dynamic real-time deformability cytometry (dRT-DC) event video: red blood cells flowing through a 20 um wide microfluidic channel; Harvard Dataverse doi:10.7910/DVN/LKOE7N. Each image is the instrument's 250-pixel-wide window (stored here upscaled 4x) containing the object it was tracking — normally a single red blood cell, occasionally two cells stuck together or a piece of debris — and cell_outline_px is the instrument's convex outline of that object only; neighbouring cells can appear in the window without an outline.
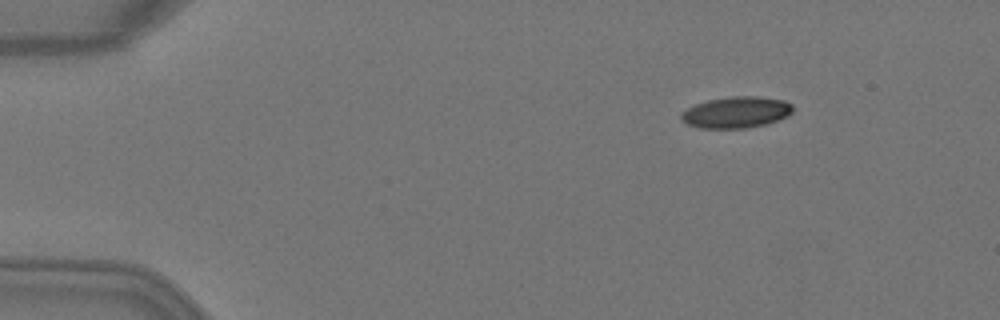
{"species": "Egyptian fruit bat (a non-hibernating species)", "species_latin": "Rousettus aegyptiacus", "temperature_condition": "warm", "stored_images_in_passage": 5, "camera_frame_rate_fps": 3000, "um_per_image_px": 0.085, "animal": {"sex": "female"}, "frame": {"image": 1, "passage_image": 2, "time_ms": 0.333, "image_size_px": [1000, 320], "cell_outline_px": [[792, 112], [788, 116], [764, 124], [744, 128], [700, 128], [688, 124], [680, 120], [680, 112], [696, 104], [708, 100], [732, 96], [756, 96], [784, 100], [792, 104]], "centroid_in_image_um": [62.55, 9.54], "position_along_channel_um": 22.4, "area_um2": 20.29}}
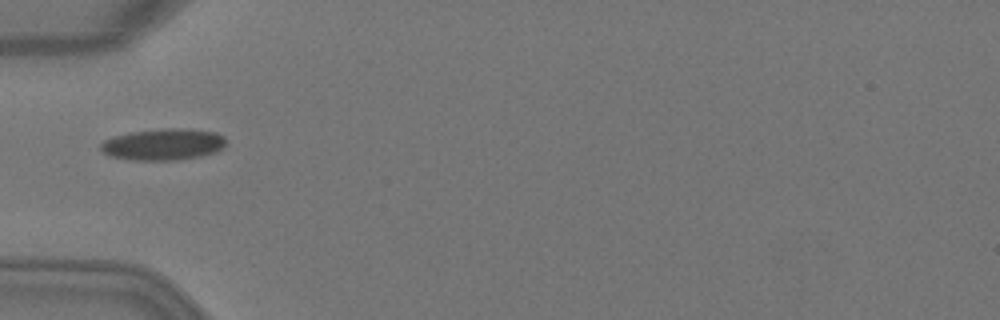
{"frame": {"image": 2, "passage_image": 5, "time_ms": 1.333, "image_size_px": [1000, 320], "cell_outline_px": [[224, 148], [216, 152], [200, 156], [176, 160], [132, 160], [108, 156], [100, 148], [100, 144], [104, 140], [116, 136], [132, 132], [164, 128], [180, 128], [216, 132], [224, 136]], "centroid_in_image_um": [13.88, 12.28], "position_along_channel_um": 71.1, "area_um2": 22.95}}